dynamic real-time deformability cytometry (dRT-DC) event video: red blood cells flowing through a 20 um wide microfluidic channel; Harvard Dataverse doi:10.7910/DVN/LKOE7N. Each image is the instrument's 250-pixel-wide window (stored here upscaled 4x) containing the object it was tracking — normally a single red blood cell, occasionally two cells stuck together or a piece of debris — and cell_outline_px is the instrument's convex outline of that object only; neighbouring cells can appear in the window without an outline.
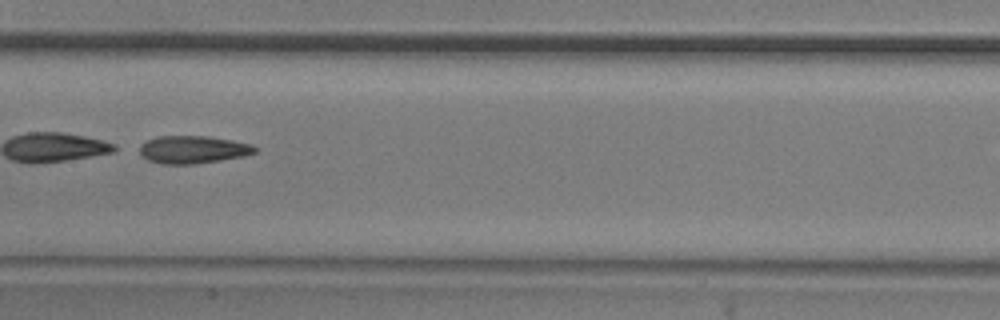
{"species": "common noctule bat (a hibernating species)", "species_latin": "Nyctalus noctula", "temperature_condition": "room temperature", "stored_images_in_passage": 37, "camera_frame_rate_fps": 3000, "um_per_image_px": 0.085, "animal": {"sex": "male", "body_mass_g": 20.5, "forearm_length_mm": 52.5}, "frame": {"image": 1, "passage_image": 11, "time_ms": 3.333, "image_size_px": [1000, 320], "cell_outline_px": [[256, 152], [244, 156], [196, 164], [160, 164], [148, 160], [140, 156], [140, 144], [156, 136], [208, 136], [232, 140], [252, 144], [256, 148]], "centroid_in_image_um": [16.38, 12.71], "position_along_channel_um": 191.0, "area_um2": 18.73}, "authors_computed_cell_mechanics": {"area_um2": 19.1318, "velocity_mm_per_s": 3.8121, "shape_relaxation_time_tau1_ms": 0.8558, "shape_relaxation_time_tau2_ms": 6.7288, "deformation_change_tau1": 0.2635, "deformation_change_tau2": 0.1907}}